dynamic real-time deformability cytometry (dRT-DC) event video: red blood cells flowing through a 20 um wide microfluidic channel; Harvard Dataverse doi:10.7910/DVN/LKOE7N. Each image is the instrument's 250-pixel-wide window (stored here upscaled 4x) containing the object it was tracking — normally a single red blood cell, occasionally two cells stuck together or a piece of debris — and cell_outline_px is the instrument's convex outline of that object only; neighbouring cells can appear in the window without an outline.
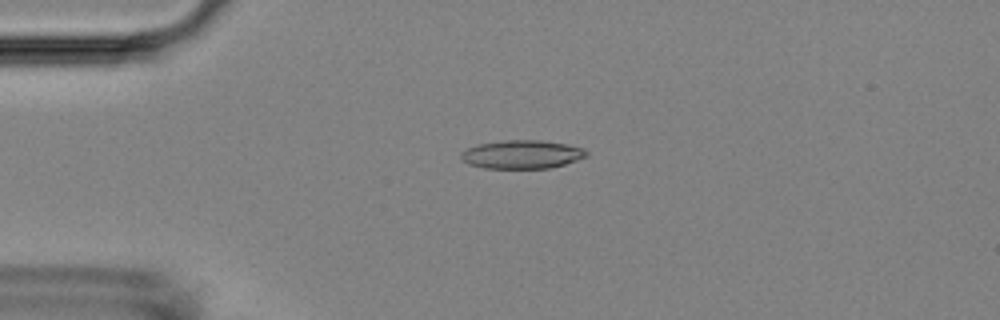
{"species": "Egyptian fruit bat (a non-hibernating species)", "species_latin": "Rousettus aegyptiacus", "temperature_condition": "room temperature", "stored_images_in_passage": 54, "camera_frame_rate_fps": 3000, "um_per_image_px": 0.085, "animal": {"sex": "female"}, "frame": {"image": 1, "passage_image": 13, "time_ms": 4.0, "image_size_px": [1000, 320], "cell_outline_px": [[588, 156], [564, 164], [548, 168], [484, 168], [468, 164], [460, 156], [460, 152], [468, 148], [480, 144], [504, 140], [540, 140], [568, 144], [584, 148], [588, 152]], "centroid_in_image_um": [44.38, 13.12], "position_along_channel_um": 40.6, "area_um2": 20.75}}
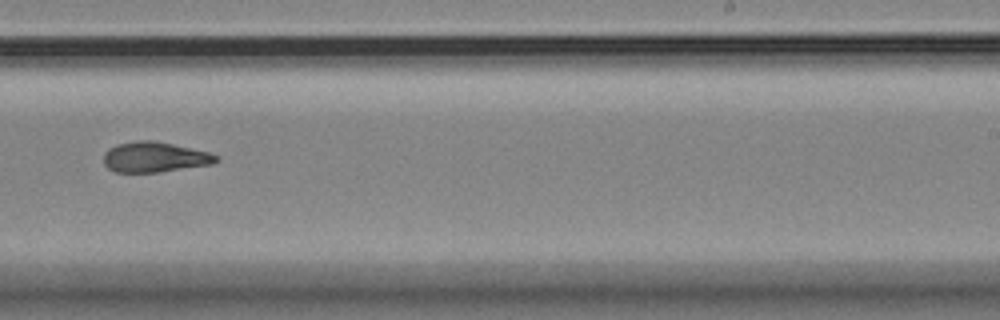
{"frame": {"image": 2, "passage_image": 34, "time_ms": 11.0, "image_size_px": [1000, 320], "cell_outline_px": [[220, 160], [212, 164], [160, 172], [116, 172], [108, 168], [104, 164], [104, 152], [108, 148], [116, 144], [136, 140], [156, 140], [208, 152], [220, 156]], "centroid_in_image_um": [13.14, 13.34], "position_along_channel_um": 275.9, "area_um2": 20.06}}
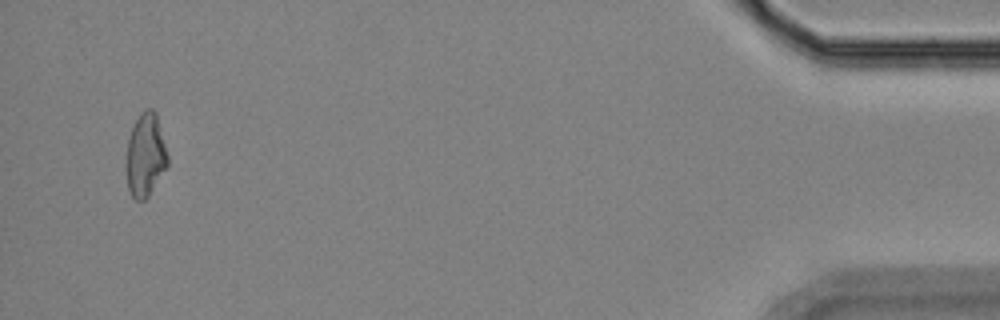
{"frame": {"image": 3, "passage_image": 52, "time_ms": 17.0, "image_size_px": [1000, 320], "cell_outline_px": [[168, 164], [148, 196], [144, 200], [136, 200], [132, 196], [128, 188], [124, 164], [128, 140], [132, 128], [140, 112], [144, 108], [152, 108], [156, 112], [168, 156]], "centroid_in_image_um": [12.33, 13.17], "position_along_channel_um": 422.9, "area_um2": 20.23}, "authors_computed_cell_mechanics": {"area_um2": 20.2589, "velocity_mm_per_s": 3.7293, "shape_relaxation_time_tau1_ms": null, "shape_relaxation_time_tau2_ms": 4.2191, "deformation_change_tau1": null, "deformation_change_tau2": 0.1292}}